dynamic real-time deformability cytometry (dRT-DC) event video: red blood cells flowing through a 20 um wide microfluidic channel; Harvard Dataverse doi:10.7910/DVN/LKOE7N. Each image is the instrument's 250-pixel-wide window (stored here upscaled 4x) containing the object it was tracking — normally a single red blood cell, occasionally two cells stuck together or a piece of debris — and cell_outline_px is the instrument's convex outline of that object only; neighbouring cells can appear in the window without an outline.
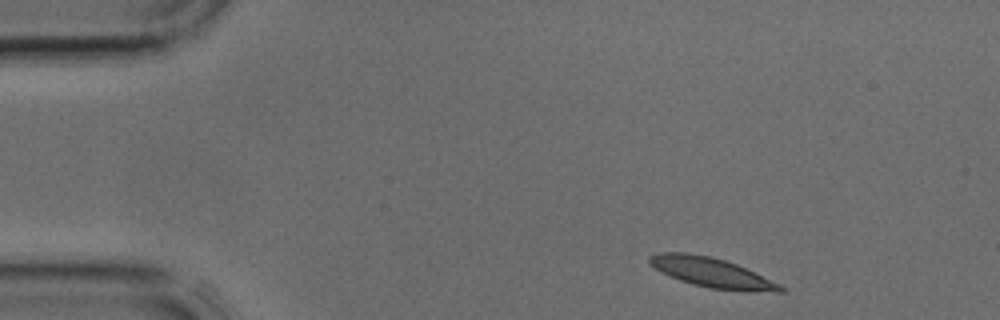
{"species": "common noctule bat (a hibernating species)", "species_latin": "Nyctalus noctula", "temperature_condition": "cold", "stored_images_in_passage": 3, "camera_frame_rate_fps": 3000, "um_per_image_px": 0.085, "animal": {"sex": "male", "body_mass_g": 17.9, "forearm_length_mm": 54.2}, "frame": {"image": 1, "passage_image": 1, "time_ms": 0.0, "image_size_px": [1000, 320], "cell_outline_px": [[784, 292], [748, 292], [708, 288], [680, 280], [656, 268], [648, 260], [648, 256], [660, 252], [688, 252], [712, 256], [736, 264], [780, 284], [784, 288]], "centroid_in_image_um": [60.53, 23.17], "position_along_channel_um": 24.5, "area_um2": 22.48}}
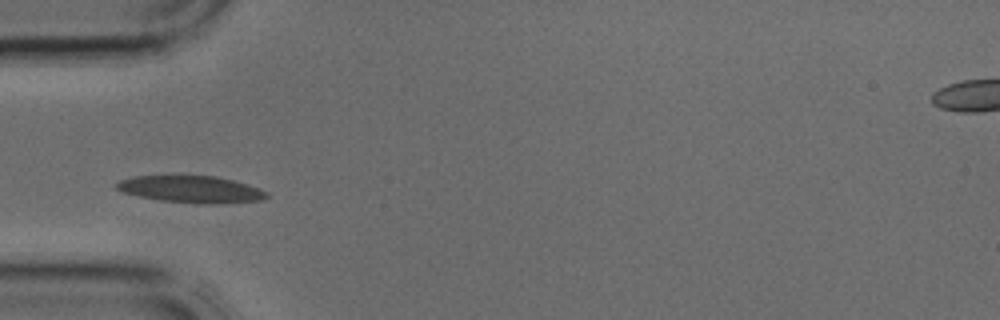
{"frame": {"image": 2, "passage_image": 3, "time_ms": 0.667, "image_size_px": [1000, 320], "cell_outline_px": [[268, 196], [264, 200], [212, 204], [196, 204], [160, 200], [140, 196], [124, 192], [116, 188], [116, 184], [120, 180], [136, 176], [216, 176], [232, 180], [268, 192]], "centroid_in_image_um": [16.26, 16.1], "position_along_channel_um": 68.7, "area_um2": 23.24}}